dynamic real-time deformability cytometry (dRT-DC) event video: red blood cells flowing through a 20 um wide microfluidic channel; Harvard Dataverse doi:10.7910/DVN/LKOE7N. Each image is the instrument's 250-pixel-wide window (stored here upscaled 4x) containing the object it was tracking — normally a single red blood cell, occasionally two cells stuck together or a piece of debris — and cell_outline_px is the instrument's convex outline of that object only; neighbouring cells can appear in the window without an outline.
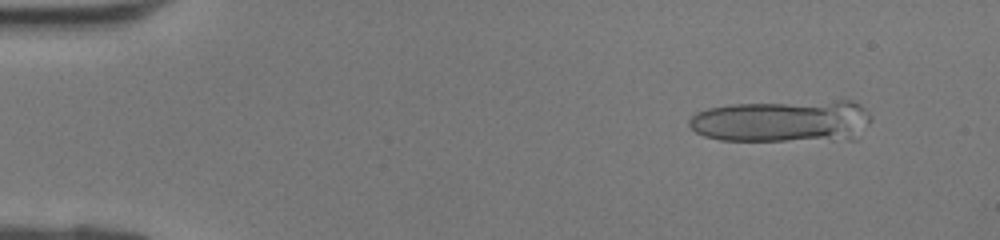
{"species": "human", "species_latin": "Homo sapiens", "temperature_condition": "room temperature", "stored_images_in_passage": 12, "camera_frame_rate_fps": 3000, "um_per_image_px": 0.085, "donor": {"sex": "female"}, "frame": {"image": 1, "passage_image": 4, "time_ms": 1.0, "image_size_px": [1000, 240], "cell_outline_px": [[872, 120], [856, 140], [720, 140], [704, 136], [696, 132], [688, 124], [688, 120], [696, 112], [708, 108], [732, 104], [836, 100], [852, 100], [860, 104], [872, 116]], "centroid_in_image_um": [66.59, 10.29], "position_along_channel_um": 18.4, "area_um2": 45.43}}